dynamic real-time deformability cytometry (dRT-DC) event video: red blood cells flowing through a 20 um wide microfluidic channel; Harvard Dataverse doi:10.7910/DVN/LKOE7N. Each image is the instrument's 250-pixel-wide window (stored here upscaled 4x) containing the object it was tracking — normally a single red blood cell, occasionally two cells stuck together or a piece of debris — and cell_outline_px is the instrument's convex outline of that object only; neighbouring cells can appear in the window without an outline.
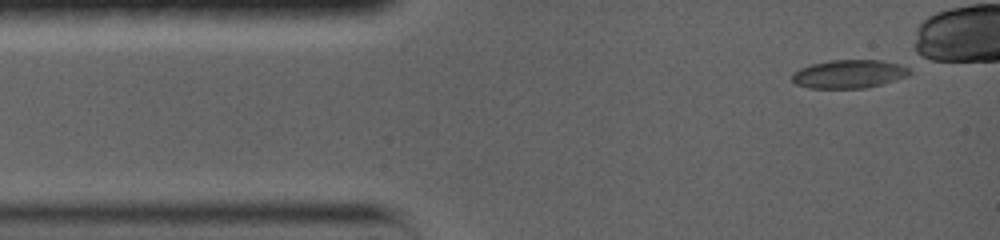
{"species": "common noctule bat (a hibernating species)", "species_latin": "Nyctalus noctula", "temperature_condition": "warm", "stored_images_in_passage": 20, "camera_frame_rate_fps": 5000, "um_per_image_px": 0.085, "animal": {"sex": "female", "body_mass_g": 19.0, "forearm_length_mm": 56.7}, "frame": {"image": 1, "passage_image": 1, "time_ms": 0.0, "image_size_px": [1000, 240], "cell_outline_px": [[912, 72], [908, 76], [880, 84], [864, 88], [808, 88], [796, 84], [792, 80], [792, 72], [800, 68], [812, 64], [828, 60], [880, 60], [900, 64], [908, 68]], "centroid_in_image_um": [72.14, 6.28], "position_along_channel_um": 12.9, "area_um2": 19.42}}
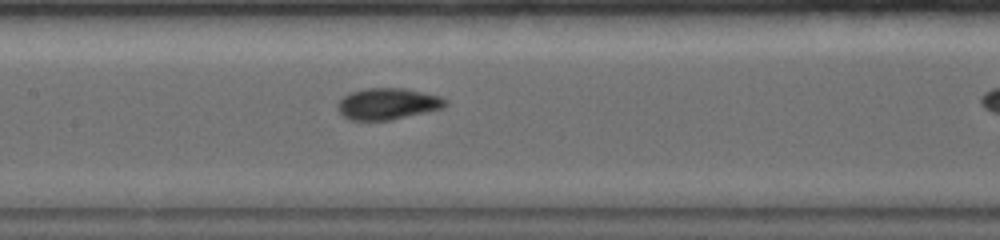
{"frame": {"image": 2, "passage_image": 7, "time_ms": 6.0, "image_size_px": [1000, 240], "cell_outline_px": [[448, 104], [444, 108], [392, 120], [352, 120], [344, 116], [336, 108], [336, 104], [348, 92], [364, 88], [404, 88], [424, 92], [440, 96], [448, 100]], "centroid_in_image_um": [32.97, 8.82], "position_along_channel_um": 174.4, "area_um2": 20.0}}
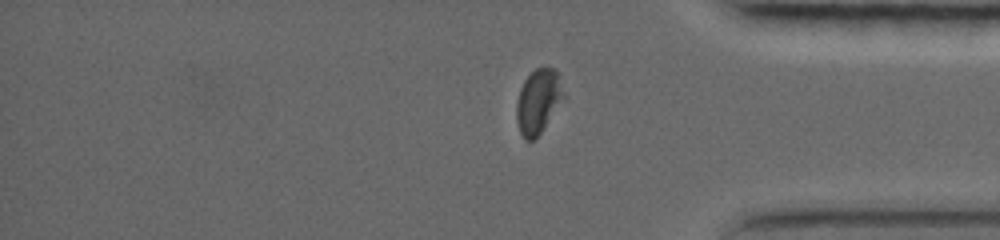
{"frame": {"image": 3, "passage_image": 18, "time_ms": 12.2, "image_size_px": [1000, 240], "cell_outline_px": [[564, 96], [540, 132], [532, 140], [524, 140], [520, 132], [516, 120], [516, 104], [520, 88], [524, 80], [536, 68], [556, 68]], "centroid_in_image_um": [45.7, 8.6], "position_along_channel_um": 389.5, "area_um2": 17.11}, "authors_computed_cell_mechanics": {"area_um2": 19.1896, "velocity_mm_per_s": 3.618, "shape_relaxation_time_tau1_ms": 4.6779, "shape_relaxation_time_tau2_ms": null, "deformation_change_tau1": 0.1471, "deformation_change_tau2": null}}